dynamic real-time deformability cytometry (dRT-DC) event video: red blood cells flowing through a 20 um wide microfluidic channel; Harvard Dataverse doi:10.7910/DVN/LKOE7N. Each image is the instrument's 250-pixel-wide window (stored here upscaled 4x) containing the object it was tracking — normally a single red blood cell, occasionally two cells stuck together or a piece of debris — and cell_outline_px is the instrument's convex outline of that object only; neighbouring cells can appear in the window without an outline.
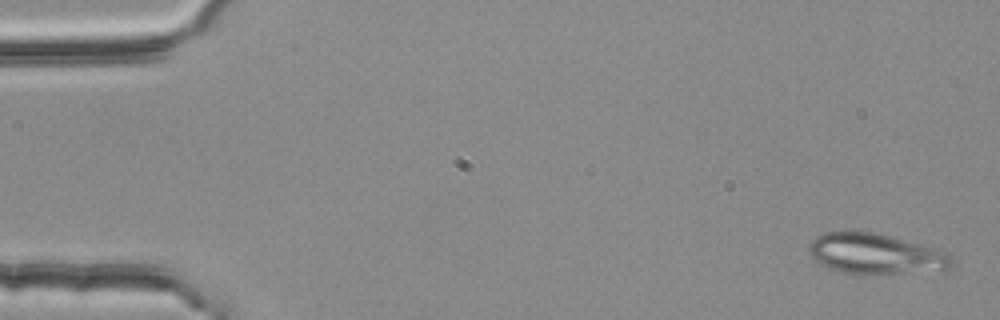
{"species": "common noctule bat (a hibernating species)", "species_latin": "Nyctalus noctula", "temperature_condition": "room temperature", "stored_images_in_passage": 5, "camera_frame_rate_fps": 3000, "um_per_image_px": 0.085, "animal": {"sex": "female", "body_mass_g": 25.1}, "frame": {"image": 1, "passage_image": 1, "time_ms": 0.0, "image_size_px": [1000, 320], "cell_outline_px": [[952, 264], [948, 272], [844, 272], [820, 264], [812, 256], [808, 248], [812, 240], [816, 236], [824, 232], [876, 232], [948, 252]], "centroid_in_image_um": [74.48, 21.56], "position_along_channel_um": 10.5, "area_um2": 32.95}}